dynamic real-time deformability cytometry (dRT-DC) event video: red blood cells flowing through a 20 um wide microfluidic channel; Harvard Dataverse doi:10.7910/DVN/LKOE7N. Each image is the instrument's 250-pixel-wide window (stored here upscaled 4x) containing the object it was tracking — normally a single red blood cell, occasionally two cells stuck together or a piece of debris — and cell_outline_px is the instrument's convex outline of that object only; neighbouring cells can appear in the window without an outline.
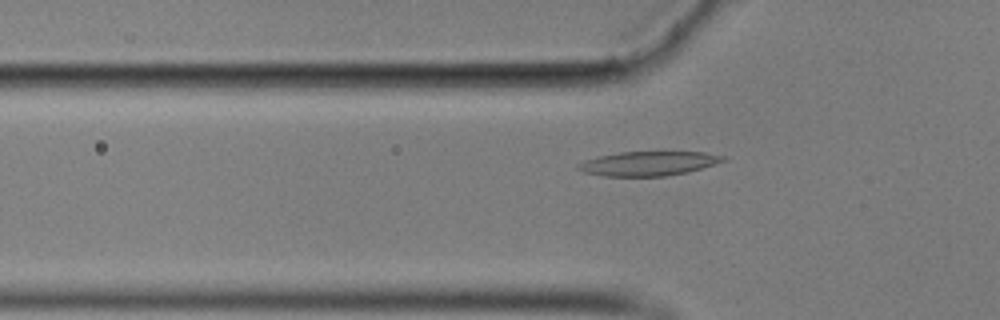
{"species": "common noctule bat (a hibernating species)", "species_latin": "Nyctalus noctula", "temperature_condition": "cold", "stored_images_in_passage": 49, "camera_frame_rate_fps": 3000, "um_per_image_px": 0.085, "animal": {"sex": "male", "body_mass_g": 17.9}, "frame": {"image": 1, "passage_image": 11, "time_ms": 3.333, "image_size_px": [1000, 320], "cell_outline_px": [[728, 156], [724, 160], [716, 164], [688, 172], [664, 176], [604, 176], [584, 172], [576, 168], [576, 164], [584, 160], [600, 156], [620, 152], [704, 152]], "centroid_in_image_um": [55.12, 13.89], "position_along_channel_um": 70.7, "area_um2": 20.52}}
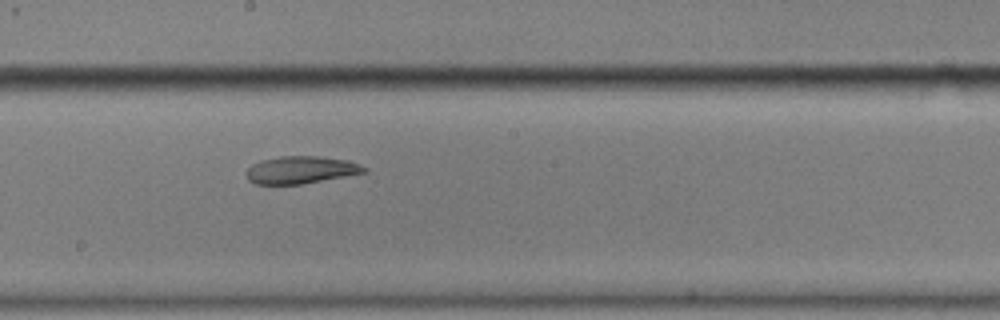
{"frame": {"image": 2, "passage_image": 24, "time_ms": 7.667, "image_size_px": [1000, 320], "cell_outline_px": [[368, 172], [300, 184], [256, 184], [248, 180], [244, 172], [252, 164], [260, 160], [280, 156], [320, 156], [348, 160], [368, 168]], "centroid_in_image_um": [25.55, 14.43], "position_along_channel_um": 222.6, "area_um2": 18.9}}
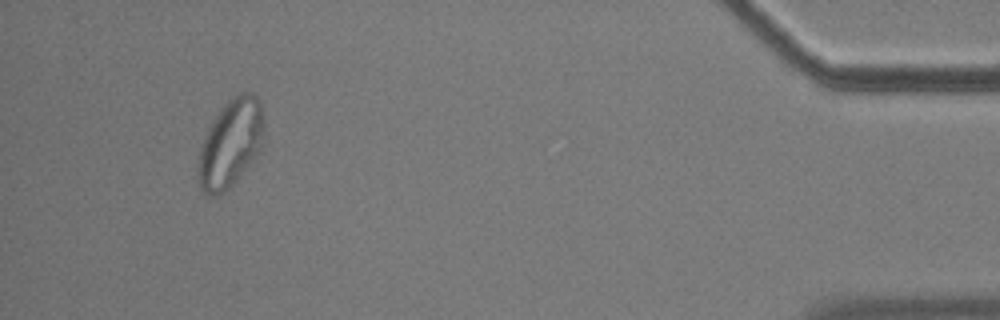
{"frame": {"image": 3, "passage_image": 46, "time_ms": 15.0, "image_size_px": [1000, 320], "cell_outline_px": [[264, 140], [260, 152], [236, 180], [224, 192], [216, 196], [208, 196], [200, 188], [196, 180], [196, 164], [200, 148], [204, 136], [208, 128], [220, 108], [232, 96], [240, 92], [252, 92], [260, 100], [264, 120]], "centroid_in_image_um": [19.58, 12.19], "position_along_channel_um": 415.6, "area_um2": 34.45}, "authors_computed_cell_mechanics": {"area_um2": 20.519, "velocity_mm_per_s": 3.501, "shape_relaxation_time_tau1_ms": null, "shape_relaxation_time_tau2_ms": 5.6125, "deformation_change_tau1": null, "deformation_change_tau2": 0.0897}}